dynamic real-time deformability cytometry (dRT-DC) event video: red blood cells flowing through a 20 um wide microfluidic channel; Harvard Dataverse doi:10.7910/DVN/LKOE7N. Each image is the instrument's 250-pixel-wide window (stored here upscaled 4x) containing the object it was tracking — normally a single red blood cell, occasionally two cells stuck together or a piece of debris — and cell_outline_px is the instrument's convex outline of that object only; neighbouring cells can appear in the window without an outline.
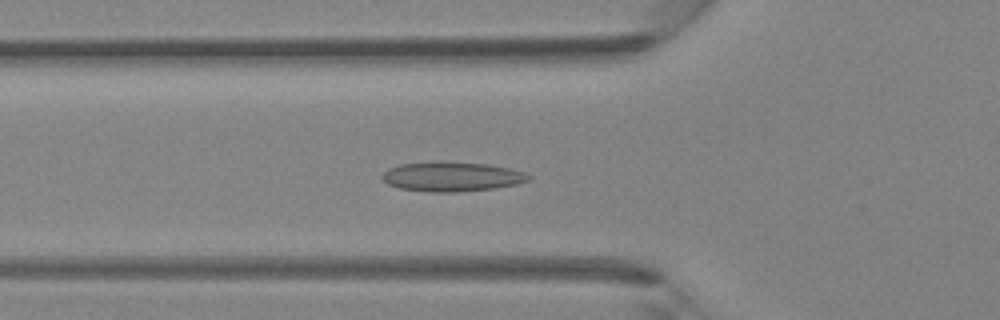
{"species": "Egyptian fruit bat (a non-hibernating species)", "species_latin": "Rousettus aegyptiacus", "temperature_condition": "room temperature", "stored_images_in_passage": 39, "camera_frame_rate_fps": 3000, "um_per_image_px": 0.085, "animal": {"sex": "female"}, "frame": {"image": 1, "passage_image": 11, "time_ms": 3.333, "image_size_px": [1000, 320], "cell_outline_px": [[532, 176], [528, 180], [516, 184], [496, 188], [456, 192], [428, 192], [400, 188], [388, 184], [380, 176], [388, 168], [400, 164], [488, 164], [508, 168], [524, 172]], "centroid_in_image_um": [38.42, 15.06], "position_along_channel_um": 87.4, "area_um2": 24.22}}
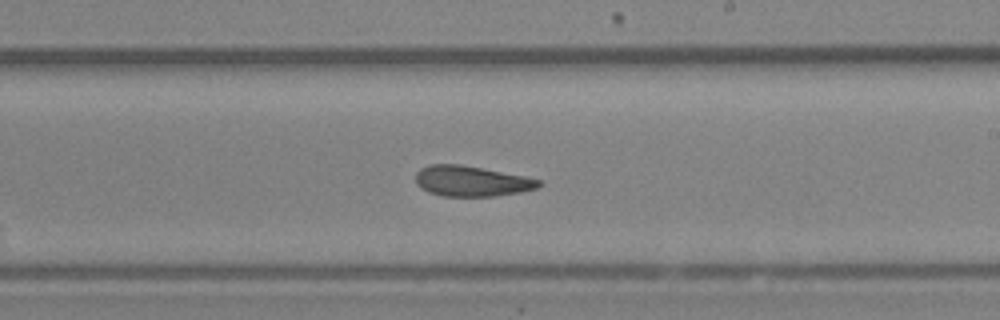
{"frame": {"image": 2, "passage_image": 21, "time_ms": 6.667, "image_size_px": [1000, 320], "cell_outline_px": [[544, 184], [536, 188], [520, 192], [496, 196], [444, 196], [428, 192], [420, 188], [416, 184], [416, 172], [420, 168], [432, 164], [460, 164], [524, 176], [544, 180]], "centroid_in_image_um": [40.09, 15.4], "position_along_channel_um": 248.9, "area_um2": 21.96}}
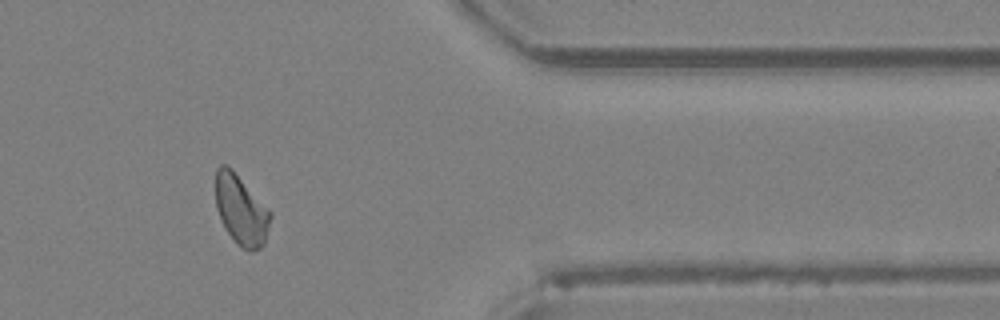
{"frame": {"image": 3, "passage_image": 31, "time_ms": 10.0, "image_size_px": [1000, 320], "cell_outline_px": [[272, 216], [264, 244], [260, 248], [252, 252], [248, 252], [228, 232], [220, 220], [216, 208], [216, 168], [220, 164], [228, 164], [232, 168], [272, 212]], "centroid_in_image_um": [20.5, 17.81], "position_along_channel_um": 390.9, "area_um2": 22.37}}